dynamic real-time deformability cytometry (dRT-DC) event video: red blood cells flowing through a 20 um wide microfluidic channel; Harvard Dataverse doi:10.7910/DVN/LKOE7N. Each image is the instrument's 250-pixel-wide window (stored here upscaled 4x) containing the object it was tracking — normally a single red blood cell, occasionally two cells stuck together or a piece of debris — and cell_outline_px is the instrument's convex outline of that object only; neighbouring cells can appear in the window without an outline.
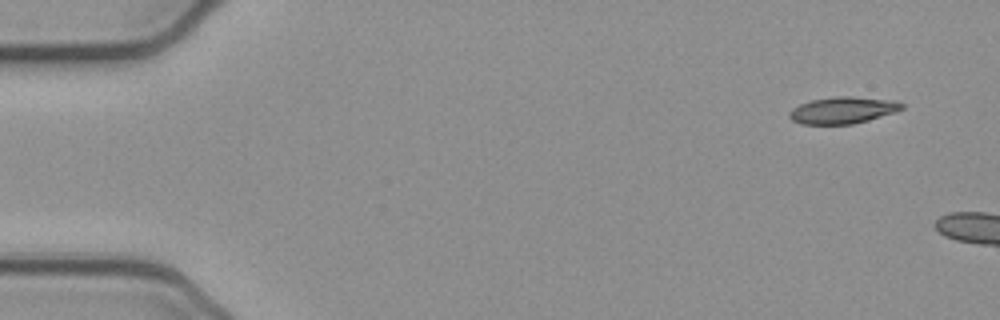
{"species": "common noctule bat (a hibernating species)", "species_latin": "Nyctalus noctula", "temperature_condition": "cold", "stored_images_in_passage": 11, "camera_frame_rate_fps": 3000, "um_per_image_px": 0.085, "animal": {"sex": "female", "body_mass_g": 21.9}, "frame": {"image": 1, "passage_image": 1, "time_ms": 0.0, "image_size_px": [1000, 320], "cell_outline_px": [[904, 108], [896, 112], [868, 120], [852, 124], [800, 124], [792, 120], [788, 116], [788, 112], [792, 108], [800, 104], [812, 100], [836, 96], [848, 96], [896, 100], [904, 104]], "centroid_in_image_um": [71.65, 9.36], "position_along_channel_um": 13.4, "area_um2": 17.63}}